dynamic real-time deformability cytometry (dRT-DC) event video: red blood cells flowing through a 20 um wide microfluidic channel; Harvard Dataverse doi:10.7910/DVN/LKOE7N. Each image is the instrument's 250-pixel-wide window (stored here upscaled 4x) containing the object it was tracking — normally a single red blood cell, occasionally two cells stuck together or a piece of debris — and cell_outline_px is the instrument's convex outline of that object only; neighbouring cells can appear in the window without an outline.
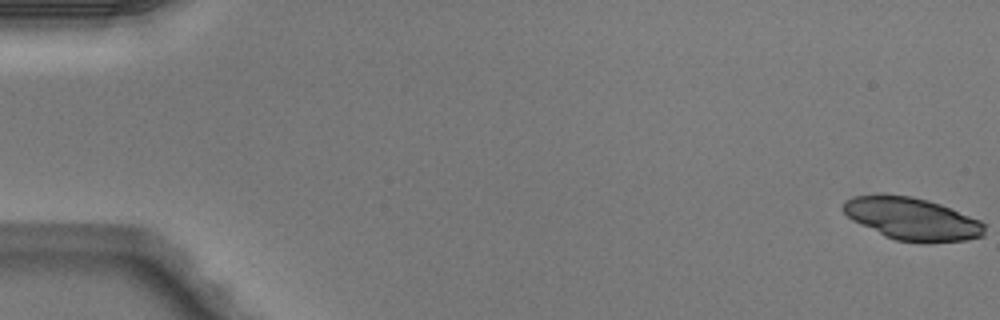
{"species": "Egyptian fruit bat (a non-hibernating species)", "species_latin": "Rousettus aegyptiacus", "temperature_condition": "warm", "stored_images_in_passage": 5, "camera_frame_rate_fps": 3000, "um_per_image_px": 0.085, "animal": {"sex": "male"}, "frame": {"image": 1, "passage_image": 1, "time_ms": 0.0, "image_size_px": [1000, 320], "cell_outline_px": [[984, 236], [968, 240], [924, 244], [920, 244], [896, 240], [884, 236], [852, 220], [840, 208], [844, 200], [856, 196], [912, 196], [928, 200], [940, 204], [980, 220], [984, 224]], "centroid_in_image_um": [77.55, 18.64], "position_along_channel_um": 7.5, "area_um2": 34.91}}